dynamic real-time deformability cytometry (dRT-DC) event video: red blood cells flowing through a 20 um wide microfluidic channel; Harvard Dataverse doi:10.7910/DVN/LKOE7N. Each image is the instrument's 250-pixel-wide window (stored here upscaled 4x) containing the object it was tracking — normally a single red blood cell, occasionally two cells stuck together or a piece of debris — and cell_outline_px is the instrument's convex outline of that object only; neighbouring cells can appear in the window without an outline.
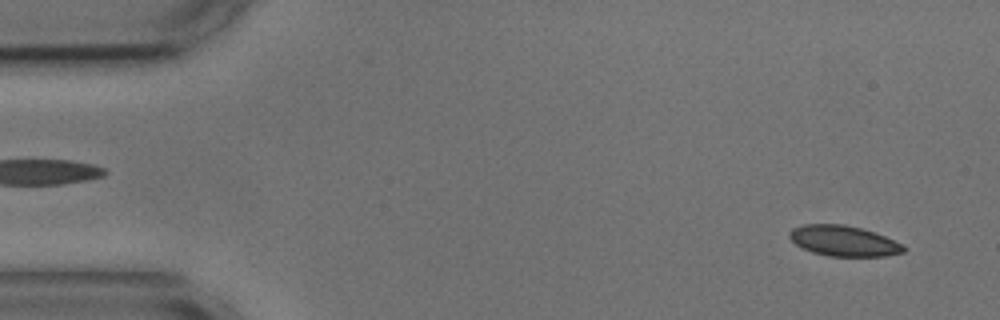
{"species": "common noctule bat (a hibernating species)", "species_latin": "Nyctalus noctula", "temperature_condition": "cold", "stored_images_in_passage": 4, "camera_frame_rate_fps": 3000, "um_per_image_px": 0.085, "animal": {"sex": "male", "body_mass_g": 17.9, "forearm_length_mm": 54.2}, "frame": {"image": 1, "passage_image": 1, "time_ms": 0.0, "image_size_px": [1000, 320], "cell_outline_px": [[908, 248], [904, 252], [884, 256], [828, 256], [812, 252], [796, 244], [788, 236], [788, 232], [792, 228], [804, 224], [844, 224], [876, 232], [904, 244]], "centroid_in_image_um": [71.74, 20.47], "position_along_channel_um": 13.3, "area_um2": 20.46}}
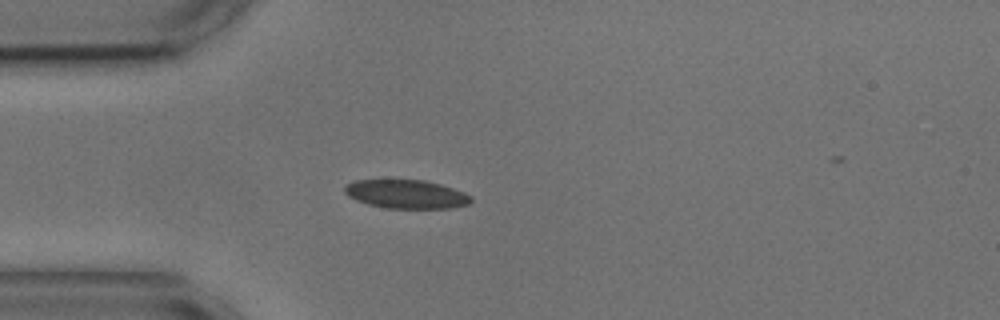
{"frame": {"image": 2, "passage_image": 4, "time_ms": 3.667, "image_size_px": [1000, 320], "cell_outline_px": [[472, 200], [468, 204], [452, 208], [388, 208], [368, 204], [356, 200], [348, 196], [344, 192], [344, 184], [356, 180], [424, 180], [440, 184], [464, 192], [472, 196]], "centroid_in_image_um": [34.52, 16.5], "position_along_channel_um": 50.5, "area_um2": 21.1}}